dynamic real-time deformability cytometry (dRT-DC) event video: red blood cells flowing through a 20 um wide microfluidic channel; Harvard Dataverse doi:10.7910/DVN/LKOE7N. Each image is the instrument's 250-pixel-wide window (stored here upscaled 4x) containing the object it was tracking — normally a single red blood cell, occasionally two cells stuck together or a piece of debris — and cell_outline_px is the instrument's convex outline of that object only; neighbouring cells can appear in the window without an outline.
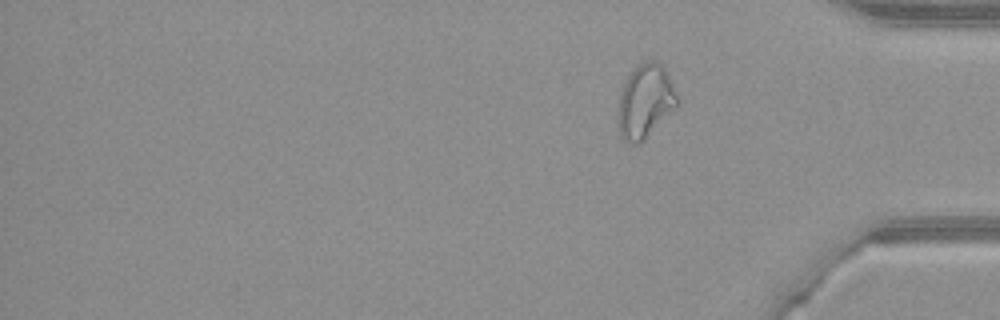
{"species": "common noctule bat (a hibernating species)", "species_latin": "Nyctalus noctula", "temperature_condition": "warm", "stored_images_in_passage": 40, "segment_of_instrument_passage": [2, 2], "camera_frame_rate_fps": 3000, "um_per_image_px": 0.085, "animal": {"sex": "female", "body_mass_g": 21.9}, "frame": {"image": 1, "passage_image": 40, "time_ms": 13.0, "image_size_px": [1000, 320], "cell_outline_px": [[680, 104], [640, 144], [632, 144], [624, 140], [620, 136], [620, 92], [632, 68], [648, 60], [656, 60], [664, 68], [680, 100]], "centroid_in_image_um": [54.89, 8.61], "position_along_channel_um": 380.3, "area_um2": 25.14}}